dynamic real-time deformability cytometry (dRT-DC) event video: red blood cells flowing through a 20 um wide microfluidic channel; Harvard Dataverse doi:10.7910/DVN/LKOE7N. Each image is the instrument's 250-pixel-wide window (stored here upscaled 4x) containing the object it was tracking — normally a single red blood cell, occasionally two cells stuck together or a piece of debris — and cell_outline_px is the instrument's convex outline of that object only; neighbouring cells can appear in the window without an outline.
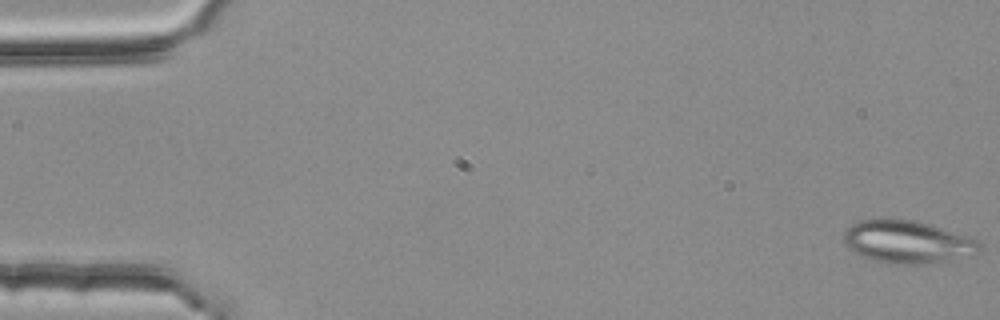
{"species": "common noctule bat (a hibernating species)", "species_latin": "Nyctalus noctula", "temperature_condition": "room temperature", "stored_images_in_passage": 54, "camera_frame_rate_fps": 3000, "um_per_image_px": 0.085, "animal": {"sex": "female", "body_mass_g": 25.1}, "frame": {"image": 1, "passage_image": 1, "time_ms": 0.0, "image_size_px": [1000, 320], "cell_outline_px": [[984, 248], [976, 256], [936, 264], [888, 264], [864, 256], [848, 248], [844, 244], [844, 232], [852, 224], [860, 220], [884, 216], [916, 220], [980, 240]], "centroid_in_image_um": [77.22, 20.56], "position_along_channel_um": 7.8, "area_um2": 34.97}}
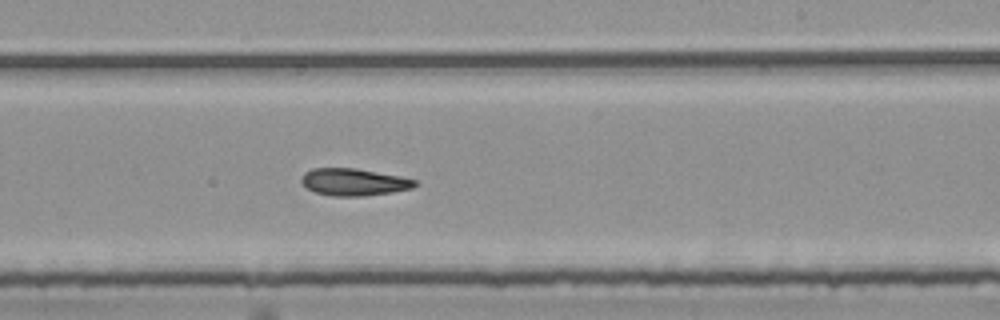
{"frame": {"image": 2, "passage_image": 33, "time_ms": 10.667, "image_size_px": [1000, 320], "cell_outline_px": [[420, 184], [412, 188], [392, 192], [364, 196], [332, 196], [312, 192], [300, 180], [304, 172], [312, 168], [356, 168], [400, 176], [420, 180]], "centroid_in_image_um": [30.11, 15.47], "position_along_channel_um": 258.9, "area_um2": 18.21}}
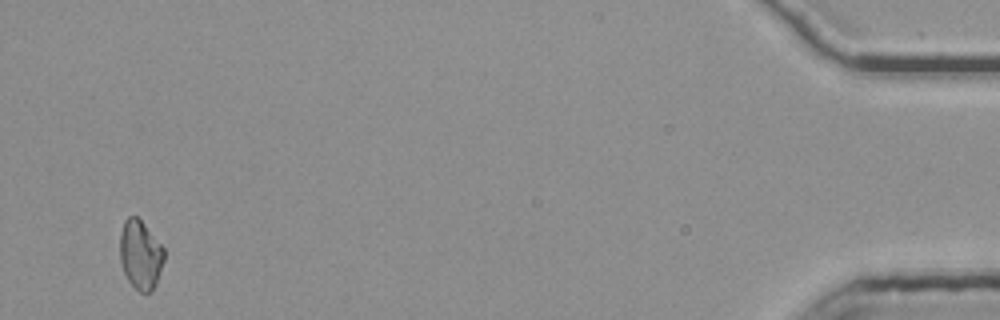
{"frame": {"image": 3, "passage_image": 53, "time_ms": 17.333, "image_size_px": [1000, 320], "cell_outline_px": [[164, 260], [156, 284], [152, 292], [144, 296], [128, 280], [124, 272], [120, 260], [120, 232], [124, 220], [128, 216], [136, 216], [144, 224], [164, 248]], "centroid_in_image_um": [11.94, 21.68], "position_along_channel_um": 423.3, "area_um2": 17.86}}